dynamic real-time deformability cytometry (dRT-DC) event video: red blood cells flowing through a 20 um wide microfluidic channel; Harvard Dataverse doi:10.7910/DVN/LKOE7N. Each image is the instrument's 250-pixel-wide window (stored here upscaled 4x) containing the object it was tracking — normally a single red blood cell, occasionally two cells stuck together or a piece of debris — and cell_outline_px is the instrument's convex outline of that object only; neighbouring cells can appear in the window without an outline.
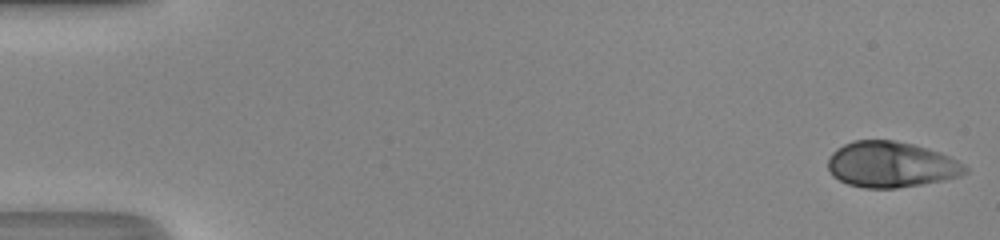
{"species": "human", "species_latin": "Homo sapiens", "temperature_condition": "room temperature", "stored_images_in_passage": 48, "camera_frame_rate_fps": 3000, "um_per_image_px": 0.085, "donor": {"sex": "male"}, "frame": {"image": 1, "passage_image": 1, "time_ms": 0.0, "image_size_px": [1000, 240], "cell_outline_px": [[968, 172], [960, 176], [944, 180], [896, 188], [864, 188], [848, 184], [832, 176], [828, 168], [828, 160], [832, 152], [836, 148], [852, 140], [892, 140], [912, 144], [928, 148], [940, 152], [964, 164], [968, 168]], "centroid_in_image_um": [75.73, 13.98], "position_along_channel_um": 9.3, "area_um2": 36.65}}
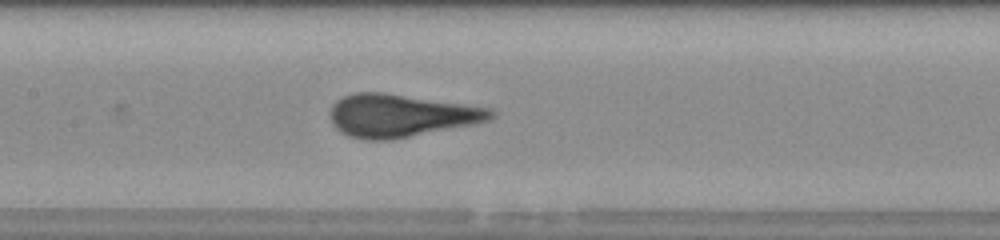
{"frame": {"image": 2, "passage_image": 24, "time_ms": 7.667, "image_size_px": [1000, 240], "cell_outline_px": [[496, 116], [492, 120], [472, 124], [388, 140], [368, 140], [348, 136], [340, 132], [332, 124], [332, 104], [336, 100], [352, 92], [384, 92], [492, 108], [496, 112]], "centroid_in_image_um": [34.07, 9.81], "position_along_channel_um": 173.3, "area_um2": 39.94}}
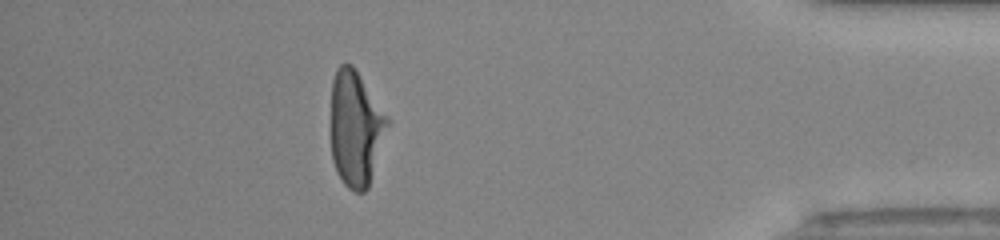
{"frame": {"image": 3, "passage_image": 43, "time_ms": 14.0, "image_size_px": [1000, 240], "cell_outline_px": [[392, 120], [368, 188], [364, 192], [356, 192], [348, 188], [344, 184], [336, 172], [332, 160], [332, 80], [336, 68], [340, 64], [352, 64], [356, 68]], "centroid_in_image_um": [30.28, 10.9], "position_along_channel_um": 404.9, "area_um2": 38.78}, "authors_computed_cell_mechanics": {"area_um2": 38.9283, "velocity_mm_per_s": 4.3457, "shape_relaxation_time_tau1_ms": 5.661, "shape_relaxation_time_tau2_ms": null, "deformation_change_tau1": 0.2125, "deformation_change_tau2": null}}